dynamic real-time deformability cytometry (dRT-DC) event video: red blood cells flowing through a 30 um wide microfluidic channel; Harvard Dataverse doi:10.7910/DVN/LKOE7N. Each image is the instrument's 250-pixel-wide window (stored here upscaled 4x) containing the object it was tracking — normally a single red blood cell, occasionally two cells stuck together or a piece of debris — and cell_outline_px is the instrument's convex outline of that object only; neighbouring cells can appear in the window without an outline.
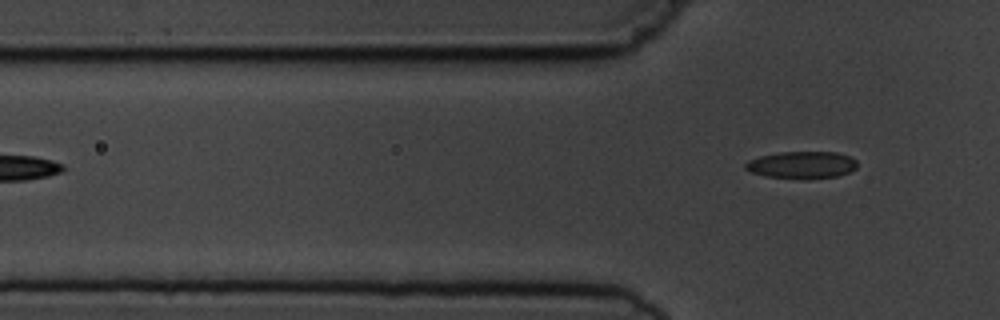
{"species": "common noctule bat (a hibernating species)", "species_latin": "Nyctalus noctula", "temperature_condition": "cold", "stored_images_in_passage": 4, "camera_frame_rate_fps": 3000, "um_per_image_px": 0.085, "animal": {"sex": "male", "body_mass_g": 19.5, "forearm_length_mm": 54.6}, "frame": {"image": 1, "passage_image": 4, "time_ms": 3.667, "image_size_px": [1000, 320], "cell_outline_px": [[856, 168], [848, 172], [836, 176], [804, 180], [800, 180], [768, 176], [752, 172], [744, 168], [744, 164], [748, 160], [760, 156], [780, 152], [836, 152], [848, 156], [856, 160]], "centroid_in_image_um": [68.13, 14.03], "position_along_channel_um": 57.7, "area_um2": 17.74}}